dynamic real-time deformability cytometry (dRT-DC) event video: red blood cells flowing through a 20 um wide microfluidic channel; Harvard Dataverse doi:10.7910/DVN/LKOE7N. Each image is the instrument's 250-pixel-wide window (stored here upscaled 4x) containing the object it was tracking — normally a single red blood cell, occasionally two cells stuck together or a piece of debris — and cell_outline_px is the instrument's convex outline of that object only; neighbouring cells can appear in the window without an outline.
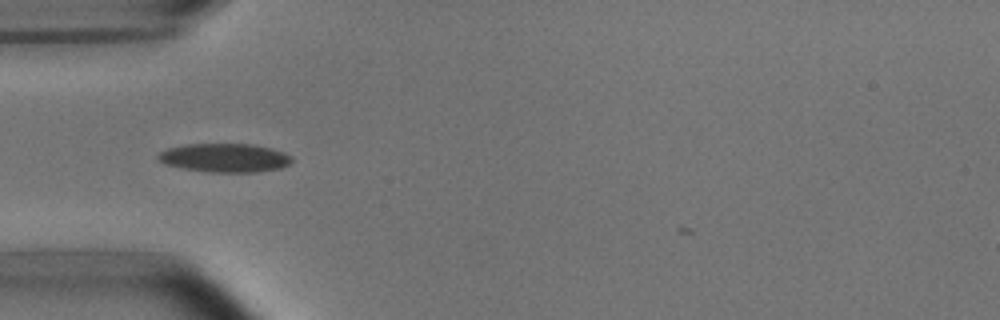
{"species": "common noctule bat (a hibernating species)", "species_latin": "Nyctalus noctula", "temperature_condition": "room temperature", "stored_images_in_passage": 26, "camera_frame_rate_fps": 3000, "um_per_image_px": 0.085, "animal": {"sex": "male", "body_mass_g": 15.6}, "frame": {"image": 1, "passage_image": 1, "time_ms": 0.0, "image_size_px": [1000, 320], "cell_outline_px": [[292, 160], [288, 164], [280, 168], [256, 172], [212, 172], [184, 168], [164, 164], [156, 156], [160, 152], [168, 148], [184, 144], [252, 144], [272, 148], [284, 152], [292, 156]], "centroid_in_image_um": [19.11, 13.4], "position_along_channel_um": 65.9, "area_um2": 22.31}}
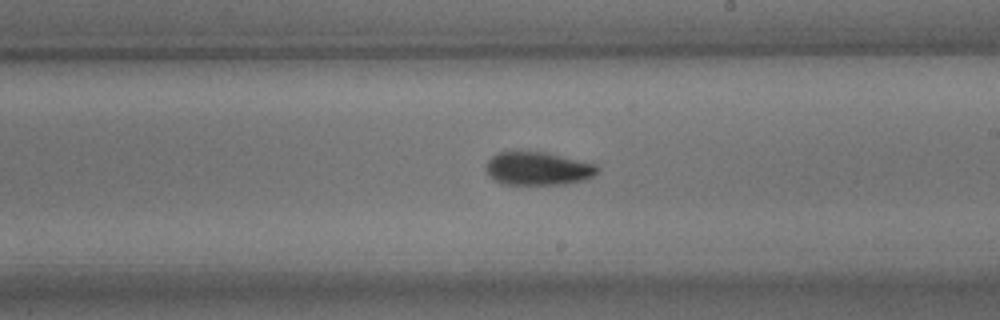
{"frame": {"image": 2, "passage_image": 15, "time_ms": 4.667, "image_size_px": [1000, 320], "cell_outline_px": [[600, 168], [588, 180], [564, 184], [504, 184], [492, 180], [488, 176], [484, 168], [488, 160], [492, 156], [500, 152], [544, 152], [596, 164]], "centroid_in_image_um": [45.7, 14.34], "position_along_channel_um": 243.3, "area_um2": 21.62}}
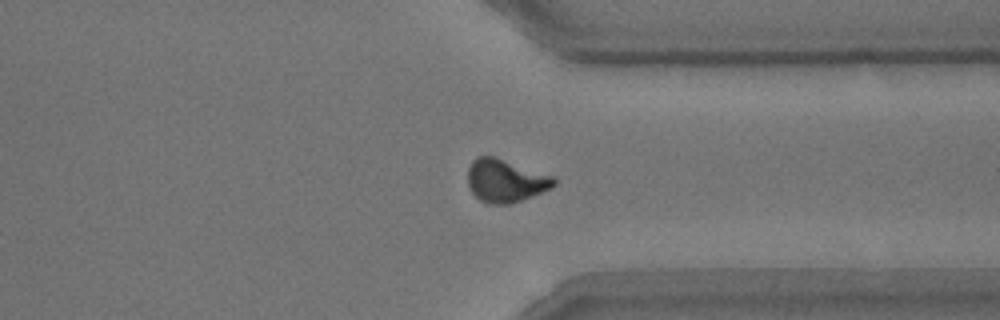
{"frame": {"image": 3, "passage_image": 25, "time_ms": 8.0, "image_size_px": [1000, 320], "cell_outline_px": [[556, 184], [552, 188], [512, 204], [488, 204], [480, 200], [472, 192], [468, 184], [468, 168], [472, 160], [476, 156], [492, 156], [556, 176]], "centroid_in_image_um": [42.99, 15.36], "position_along_channel_um": 368.4, "area_um2": 21.73}}